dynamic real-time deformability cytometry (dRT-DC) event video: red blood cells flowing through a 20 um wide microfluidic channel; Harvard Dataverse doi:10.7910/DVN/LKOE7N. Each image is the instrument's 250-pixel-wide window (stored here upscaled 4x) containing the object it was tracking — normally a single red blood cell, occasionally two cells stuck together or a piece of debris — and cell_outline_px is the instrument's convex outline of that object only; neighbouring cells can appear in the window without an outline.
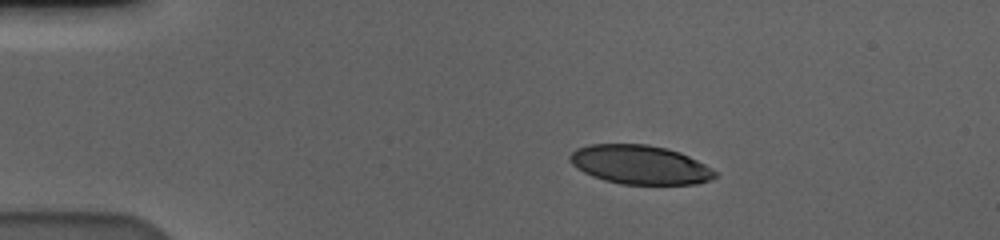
{"species": "human", "species_latin": "Homo sapiens", "temperature_condition": "cold", "stored_images_in_passage": 48, "camera_frame_rate_fps": 3000, "um_per_image_px": 0.085, "donor": {"sex": "male"}, "frame": {"image": 1, "passage_image": 1, "time_ms": 0.0, "image_size_px": [1000, 240], "cell_outline_px": [[716, 176], [708, 180], [696, 184], [620, 184], [604, 180], [592, 176], [576, 168], [568, 160], [568, 156], [576, 148], [588, 144], [648, 144], [668, 148], [680, 152], [704, 164], [716, 172]], "centroid_in_image_um": [54.34, 13.99], "position_along_channel_um": 30.7, "area_um2": 33.0}}
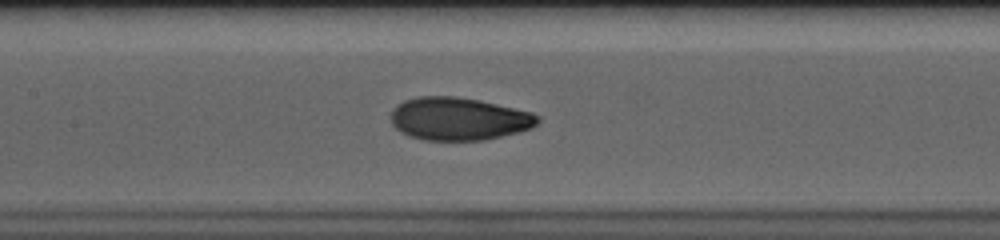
{"frame": {"image": 2, "passage_image": 18, "time_ms": 5.667, "image_size_px": [1000, 240], "cell_outline_px": [[540, 120], [532, 128], [484, 140], [424, 140], [408, 136], [400, 132], [392, 124], [392, 108], [396, 104], [404, 100], [420, 96], [452, 96], [476, 100], [532, 112], [540, 116]], "centroid_in_image_um": [38.96, 10.1], "position_along_channel_um": 168.4, "area_um2": 36.47}}
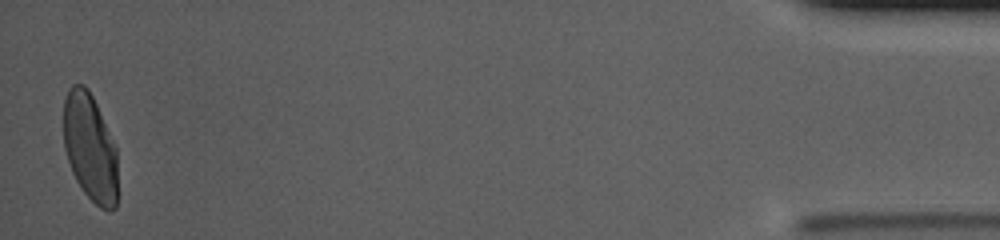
{"frame": {"image": 3, "passage_image": 47, "time_ms": 15.333, "image_size_px": [1000, 240], "cell_outline_px": [[116, 208], [100, 208], [84, 192], [76, 180], [72, 172], [64, 148], [64, 100], [68, 88], [72, 84], [84, 84], [88, 88], [96, 104], [116, 148]], "centroid_in_image_um": [7.62, 12.5], "position_along_channel_um": 427.6, "area_um2": 33.52}, "authors_computed_cell_mechanics": {"area_um2": 36.125, "velocity_mm_per_s": 3.5861, "shape_relaxation_time_tau1_ms": 5.0549, "shape_relaxation_time_tau2_ms": 0.8217, "deformation_change_tau1": 0.1881, "deformation_change_tau2": 0.0491}}